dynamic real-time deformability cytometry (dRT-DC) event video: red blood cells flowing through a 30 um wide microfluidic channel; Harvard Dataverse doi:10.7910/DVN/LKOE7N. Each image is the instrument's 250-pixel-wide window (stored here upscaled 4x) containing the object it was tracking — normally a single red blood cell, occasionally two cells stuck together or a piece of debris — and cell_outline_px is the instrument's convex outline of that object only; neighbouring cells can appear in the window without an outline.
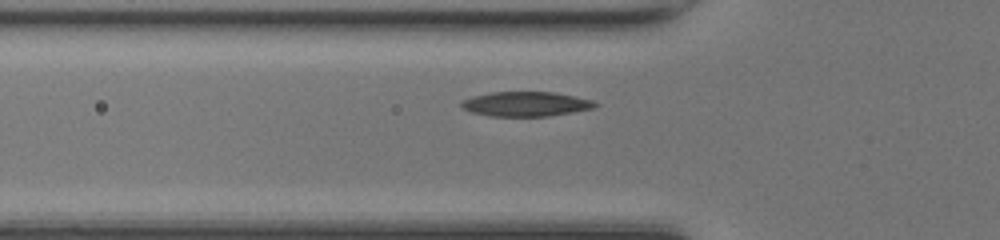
{"species": "common noctule bat (a hibernating species)", "species_latin": "Nyctalus noctula", "temperature_condition": "room temperature", "stored_images_in_passage": 33, "camera_frame_rate_fps": 3000, "um_per_image_px": 0.085, "animal": {"sex": "female", "body_mass_g": 17.0, "forearm_length_mm": 48.0}, "frame": {"image": 1, "passage_image": 5, "time_ms": 1.333, "image_size_px": [1000, 240], "cell_outline_px": [[600, 104], [592, 108], [572, 112], [548, 116], [492, 116], [472, 112], [464, 108], [460, 104], [464, 100], [472, 96], [492, 92], [556, 92], [592, 100]], "centroid_in_image_um": [44.72, 8.83], "position_along_channel_um": 81.1, "area_um2": 19.02}}
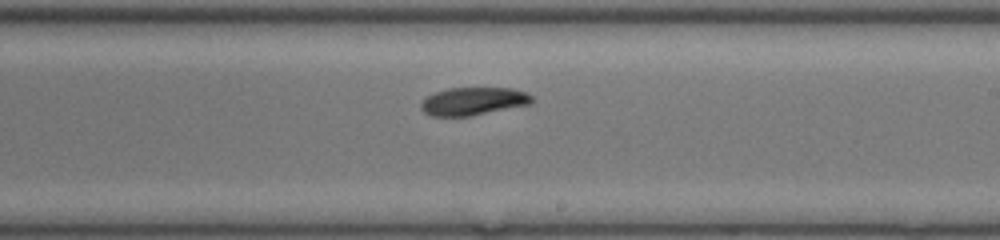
{"frame": {"image": 2, "passage_image": 17, "time_ms": 5.333, "image_size_px": [1000, 240], "cell_outline_px": [[532, 104], [468, 116], [432, 116], [424, 112], [420, 108], [420, 104], [428, 96], [436, 92], [448, 88], [512, 88], [524, 92], [532, 96]], "centroid_in_image_um": [40.23, 8.6], "position_along_channel_um": 248.8, "area_um2": 17.86}}
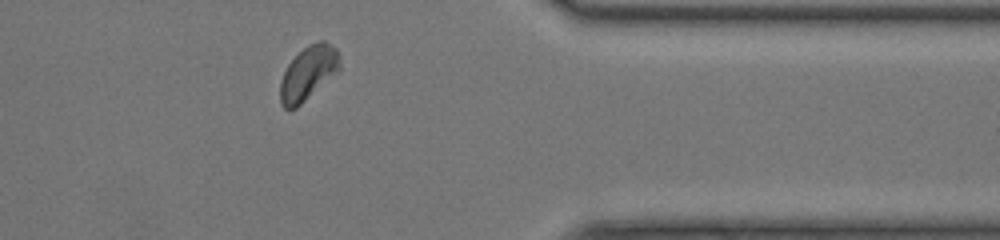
{"frame": {"image": 3, "passage_image": 28, "time_ms": 9.0, "image_size_px": [1000, 240], "cell_outline_px": [[340, 72], [296, 108], [284, 108], [280, 104], [280, 80], [288, 64], [308, 44], [316, 40], [324, 40], [336, 48], [340, 64]], "centroid_in_image_um": [26.22, 6.22], "position_along_channel_um": 385.2, "area_um2": 18.9}}